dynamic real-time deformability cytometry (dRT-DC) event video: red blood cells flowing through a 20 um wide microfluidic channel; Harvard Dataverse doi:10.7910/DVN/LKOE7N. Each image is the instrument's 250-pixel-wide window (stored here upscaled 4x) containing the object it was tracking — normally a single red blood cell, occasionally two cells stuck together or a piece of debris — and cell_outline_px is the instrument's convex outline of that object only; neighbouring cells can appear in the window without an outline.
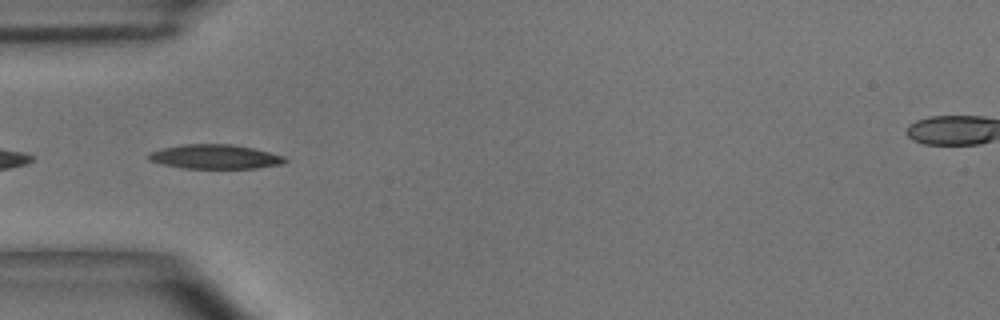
{"species": "common noctule bat (a hibernating species)", "species_latin": "Nyctalus noctula", "temperature_condition": "room temperature", "stored_images_in_passage": 6, "camera_frame_rate_fps": 3000, "um_per_image_px": 0.085, "animal": {"sex": "male", "body_mass_g": 15.6}, "frame": {"image": 1, "passage_image": 2, "time_ms": 0.333, "image_size_px": [1000, 320], "cell_outline_px": [[288, 160], [284, 164], [256, 168], [184, 168], [164, 164], [148, 160], [148, 152], [180, 144], [232, 144], [252, 148], [284, 156]], "centroid_in_image_um": [18.29, 13.32], "position_along_channel_um": 66.7, "area_um2": 19.25}}